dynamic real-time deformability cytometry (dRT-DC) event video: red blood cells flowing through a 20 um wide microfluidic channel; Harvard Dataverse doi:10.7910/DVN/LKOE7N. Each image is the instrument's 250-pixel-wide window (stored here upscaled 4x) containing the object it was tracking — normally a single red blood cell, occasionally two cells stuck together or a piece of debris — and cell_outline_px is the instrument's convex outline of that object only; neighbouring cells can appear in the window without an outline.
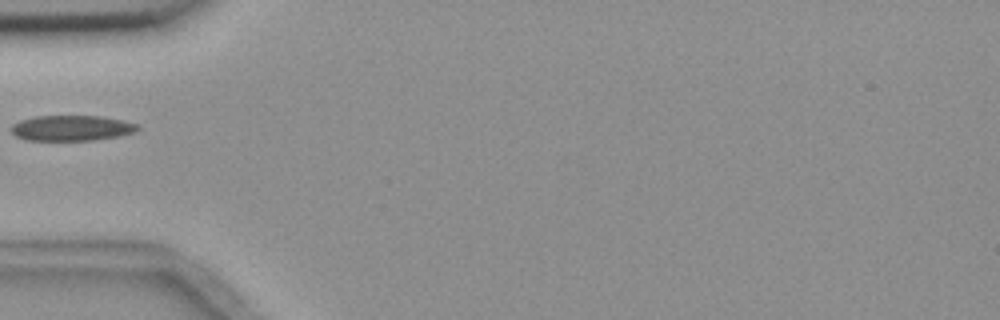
{"species": "common noctule bat (a hibernating species)", "species_latin": "Nyctalus noctula", "temperature_condition": "room temperature", "stored_images_in_passage": 6, "camera_frame_rate_fps": 3000, "um_per_image_px": 0.085, "animal": {"sex": "female", "body_mass_g": 18.4}, "frame": {"image": 1, "passage_image": 6, "time_ms": 6.0, "image_size_px": [1000, 320], "cell_outline_px": [[140, 128], [136, 132], [120, 136], [92, 140], [24, 140], [16, 136], [12, 132], [12, 124], [20, 120], [36, 116], [100, 116], [124, 120], [140, 124]], "centroid_in_image_um": [6.14, 10.88], "position_along_channel_um": 78.9, "area_um2": 18.9}}